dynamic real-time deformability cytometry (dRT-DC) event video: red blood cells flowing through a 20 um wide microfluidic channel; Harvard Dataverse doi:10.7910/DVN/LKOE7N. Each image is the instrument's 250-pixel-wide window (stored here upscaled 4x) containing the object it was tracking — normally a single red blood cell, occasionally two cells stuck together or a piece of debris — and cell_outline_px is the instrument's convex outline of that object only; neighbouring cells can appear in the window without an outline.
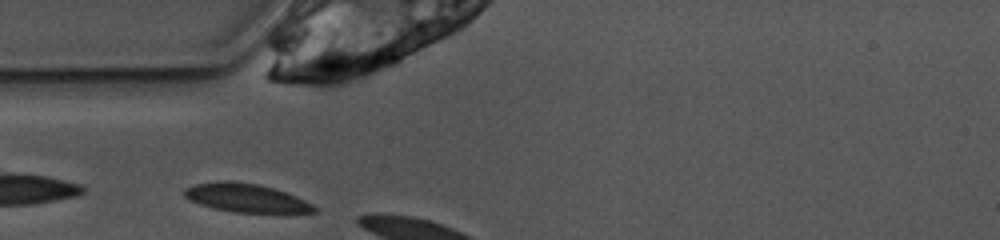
{"species": "common noctule bat (a hibernating species)", "species_latin": "Nyctalus noctula", "temperature_condition": "warm", "stored_images_in_passage": 2, "camera_frame_rate_fps": 3000, "um_per_image_px": 0.085, "animal": {"sex": "female", "body_mass_g": 10.0, "forearm_length_mm": 53.1}, "frame": {"image": 1, "passage_image": 1, "time_ms": 0.0, "image_size_px": [1000, 240], "cell_outline_px": [[316, 212], [288, 216], [280, 216], [236, 212], [216, 208], [200, 204], [188, 200], [184, 196], [184, 188], [196, 184], [224, 180], [232, 180], [260, 184], [296, 196], [312, 204], [316, 208]], "centroid_in_image_um": [21.03, 16.88], "position_along_channel_um": 64.0, "area_um2": 22.54}}